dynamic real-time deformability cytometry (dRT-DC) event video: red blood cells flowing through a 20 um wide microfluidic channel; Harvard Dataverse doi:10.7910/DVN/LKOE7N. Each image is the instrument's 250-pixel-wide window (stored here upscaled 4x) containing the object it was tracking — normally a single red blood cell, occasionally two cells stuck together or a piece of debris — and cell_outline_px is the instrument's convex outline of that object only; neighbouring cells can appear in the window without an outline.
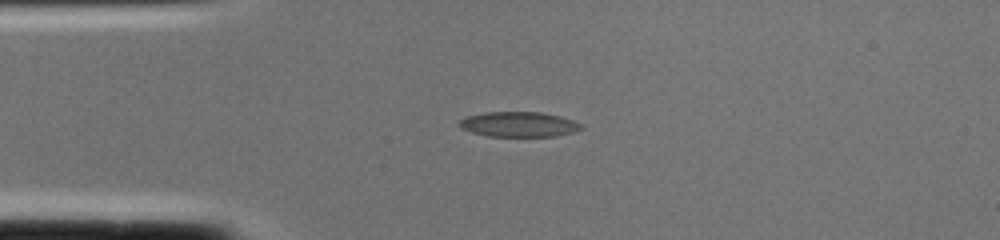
{"species": "common noctule bat (a hibernating species)", "species_latin": "Nyctalus noctula", "temperature_condition": "cold", "stored_images_in_passage": 1, "camera_frame_rate_fps": 3000, "um_per_image_px": 0.085, "animal": {"sex": "female", "body_mass_g": 22.0, "forearm_length_mm": 56.7}, "frame": {"image": 1, "passage_image": 1, "time_ms": 0.0, "image_size_px": [1000, 240], "cell_outline_px": [[584, 128], [572, 132], [556, 136], [488, 136], [472, 132], [460, 128], [456, 124], [460, 120], [468, 116], [484, 112], [540, 112], [560, 116], [572, 120], [580, 124]], "centroid_in_image_um": [44.06, 10.56], "position_along_channel_um": 40.9, "area_um2": 17.74}}